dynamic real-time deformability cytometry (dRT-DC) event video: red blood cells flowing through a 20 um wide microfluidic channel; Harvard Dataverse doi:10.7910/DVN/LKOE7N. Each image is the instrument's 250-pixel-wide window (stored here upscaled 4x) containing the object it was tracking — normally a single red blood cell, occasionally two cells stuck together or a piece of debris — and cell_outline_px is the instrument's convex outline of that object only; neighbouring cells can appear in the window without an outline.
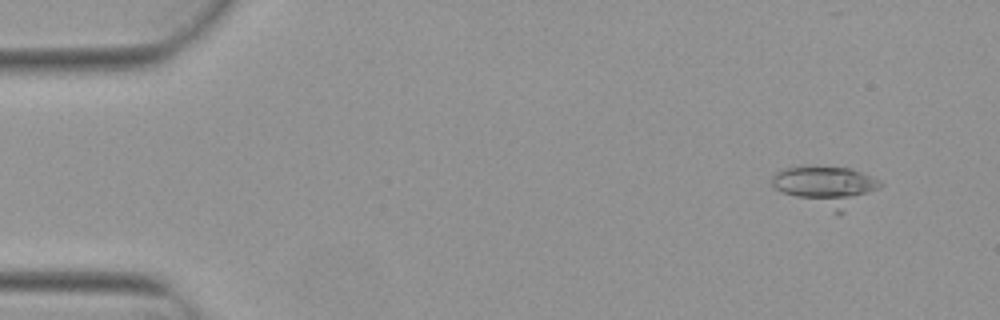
{"species": "Egyptian fruit bat (a non-hibernating species)", "species_latin": "Rousettus aegyptiacus", "temperature_condition": "warm", "stored_images_in_passage": 5, "camera_frame_rate_fps": 3000, "um_per_image_px": 0.085, "animal": {"sex": "female"}, "frame": {"image": 1, "passage_image": 2, "time_ms": 0.333, "image_size_px": [1000, 320], "cell_outline_px": [[884, 184], [880, 188], [840, 216], [836, 216], [784, 192], [776, 188], [772, 184], [772, 176], [776, 172], [784, 168], [804, 164], [816, 164], [852, 168], [872, 176], [880, 180]], "centroid_in_image_um": [70.27, 15.81], "position_along_channel_um": 14.7, "area_um2": 26.36}}
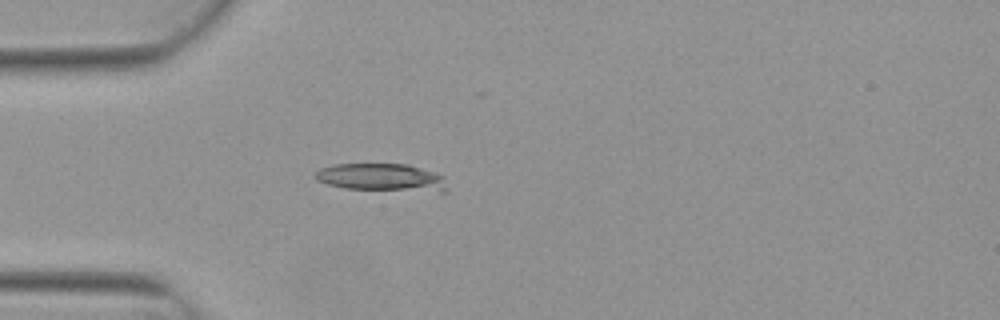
{"frame": {"image": 2, "passage_image": 5, "time_ms": 1.333, "image_size_px": [1000, 320], "cell_outline_px": [[448, 192], [440, 192], [344, 188], [328, 184], [316, 180], [312, 176], [320, 168], [336, 164], [408, 164], [444, 176]], "centroid_in_image_um": [32.45, 15.09], "position_along_channel_um": 52.6, "area_um2": 21.33}}